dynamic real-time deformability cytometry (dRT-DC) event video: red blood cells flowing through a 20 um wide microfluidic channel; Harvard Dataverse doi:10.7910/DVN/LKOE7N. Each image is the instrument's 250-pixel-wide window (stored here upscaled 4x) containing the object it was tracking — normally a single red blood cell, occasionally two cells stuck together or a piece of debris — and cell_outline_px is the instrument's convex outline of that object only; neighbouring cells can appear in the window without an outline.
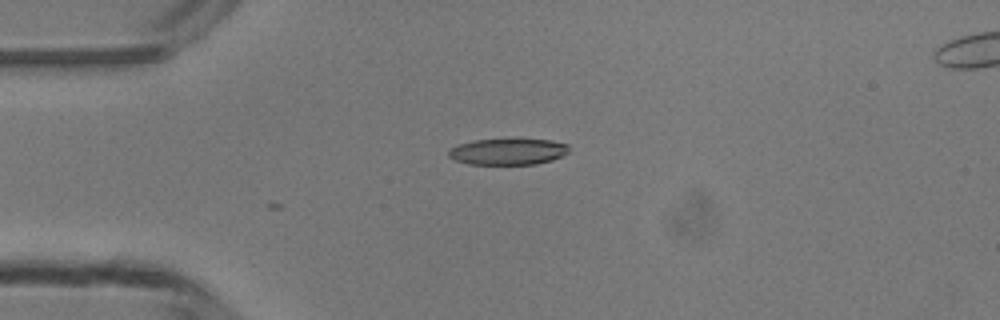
{"species": "common noctule bat (a hibernating species)", "species_latin": "Nyctalus noctula", "temperature_condition": "room temperature", "stored_images_in_passage": 4, "camera_frame_rate_fps": 3000, "um_per_image_px": 0.085, "animal": {"sex": "male", "body_mass_g": 13.3}, "frame": {"image": 1, "passage_image": 2, "time_ms": 1.333, "image_size_px": [1000, 320], "cell_outline_px": [[568, 152], [552, 160], [536, 164], [468, 164], [456, 160], [448, 156], [448, 152], [452, 148], [460, 144], [472, 140], [552, 140], [568, 144]], "centroid_in_image_um": [43.18, 12.9], "position_along_channel_um": 41.8, "area_um2": 18.09}}
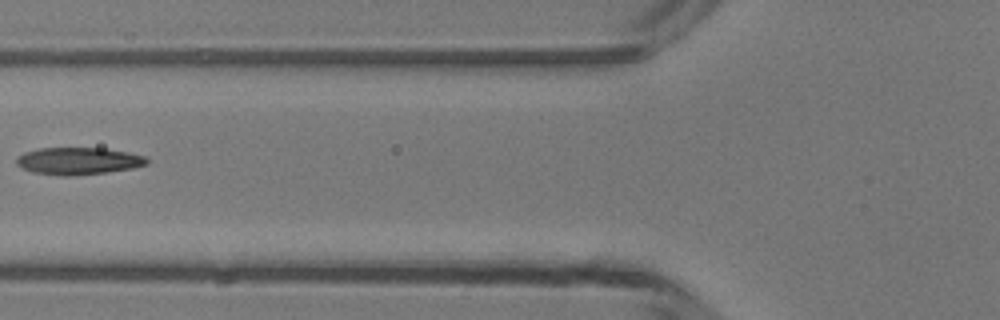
{"frame": {"image": 2, "passage_image": 4, "time_ms": 3.667, "image_size_px": [1000, 320], "cell_outline_px": [[148, 164], [132, 168], [104, 172], [72, 176], [60, 176], [32, 172], [16, 164], [16, 156], [24, 152], [40, 148], [104, 148], [128, 152], [148, 156]], "centroid_in_image_um": [6.66, 13.68], "position_along_channel_um": 119.1, "area_um2": 20.75}}